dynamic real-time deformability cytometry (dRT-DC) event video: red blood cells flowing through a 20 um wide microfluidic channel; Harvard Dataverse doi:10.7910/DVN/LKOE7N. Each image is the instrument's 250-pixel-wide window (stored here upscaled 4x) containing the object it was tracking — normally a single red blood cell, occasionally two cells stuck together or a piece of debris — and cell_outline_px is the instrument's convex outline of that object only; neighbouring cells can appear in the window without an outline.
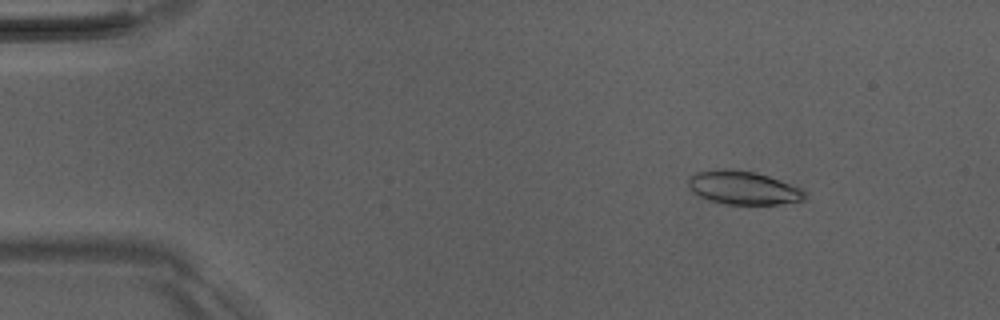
{"species": "Egyptian fruit bat (a non-hibernating species)", "species_latin": "Rousettus aegyptiacus", "temperature_condition": "room temperature", "stored_images_in_passage": 5, "camera_frame_rate_fps": 3000, "um_per_image_px": 0.085, "animal": {"sex": "male"}, "frame": {"image": 1, "passage_image": 2, "time_ms": 1.0, "image_size_px": [1000, 320], "cell_outline_px": [[808, 192], [804, 200], [780, 204], [724, 204], [708, 200], [692, 192], [688, 188], [688, 180], [696, 172], [720, 168], [724, 168], [756, 172], [804, 188]], "centroid_in_image_um": [63.2, 15.96], "position_along_channel_um": 21.8, "area_um2": 23.0}}